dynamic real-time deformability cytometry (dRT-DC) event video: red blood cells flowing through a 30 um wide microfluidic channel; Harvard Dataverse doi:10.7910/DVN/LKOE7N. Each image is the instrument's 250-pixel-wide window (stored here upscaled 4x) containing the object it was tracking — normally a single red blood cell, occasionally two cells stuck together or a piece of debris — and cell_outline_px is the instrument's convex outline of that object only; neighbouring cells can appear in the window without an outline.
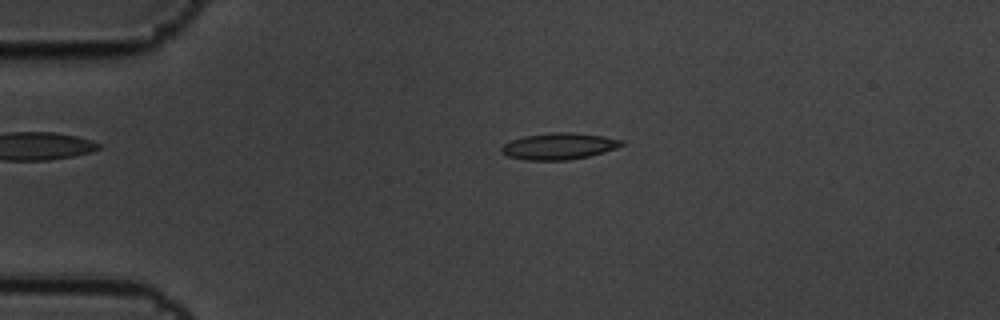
{"species": "common noctule bat (a hibernating species)", "species_latin": "Nyctalus noctula", "temperature_condition": "cold", "stored_images_in_passage": 3, "camera_frame_rate_fps": 3000, "um_per_image_px": 0.085, "animal": {"sex": "male", "body_mass_g": 19.5, "forearm_length_mm": 54.6}, "frame": {"image": 1, "passage_image": 2, "time_ms": 0.333, "image_size_px": [1000, 320], "cell_outline_px": [[624, 144], [616, 148], [604, 152], [588, 156], [568, 160], [528, 160], [508, 156], [500, 152], [500, 148], [504, 144], [512, 140], [524, 136], [552, 132], [572, 132], [600, 136], [624, 140]], "centroid_in_image_um": [47.5, 12.42], "position_along_channel_um": 37.5, "area_um2": 18.44}}